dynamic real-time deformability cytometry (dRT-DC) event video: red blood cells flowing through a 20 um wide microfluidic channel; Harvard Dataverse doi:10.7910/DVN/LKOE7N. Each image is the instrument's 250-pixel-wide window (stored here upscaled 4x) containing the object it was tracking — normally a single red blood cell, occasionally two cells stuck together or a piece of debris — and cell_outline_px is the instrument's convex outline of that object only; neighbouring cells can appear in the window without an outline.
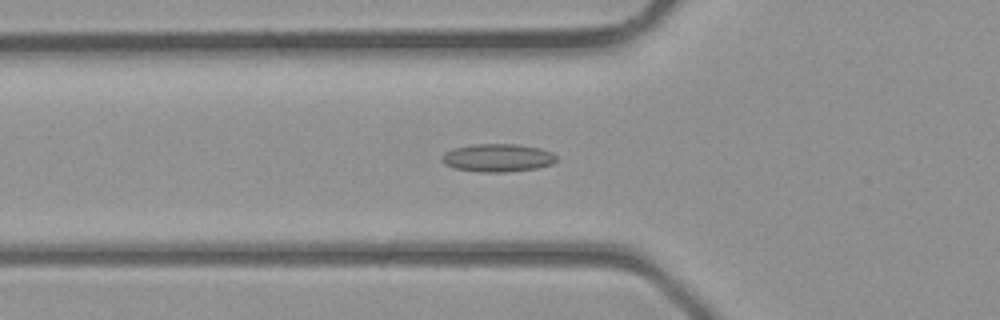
{"species": "common noctule bat (a hibernating species)", "species_latin": "Nyctalus noctula", "temperature_condition": "room temperature", "stored_images_in_passage": 36, "camera_frame_rate_fps": 3000, "um_per_image_px": 0.085, "animal": {"sex": "male", "body_mass_g": 23.1, "forearm_length_mm": 52.7}, "frame": {"image": 1, "passage_image": 12, "time_ms": 3.667, "image_size_px": [1000, 320], "cell_outline_px": [[556, 160], [552, 164], [536, 168], [504, 172], [480, 172], [456, 168], [444, 164], [444, 152], [452, 148], [472, 144], [516, 144], [540, 148], [552, 152], [556, 156]], "centroid_in_image_um": [42.31, 13.4], "position_along_channel_um": 83.5, "area_um2": 18.55}}
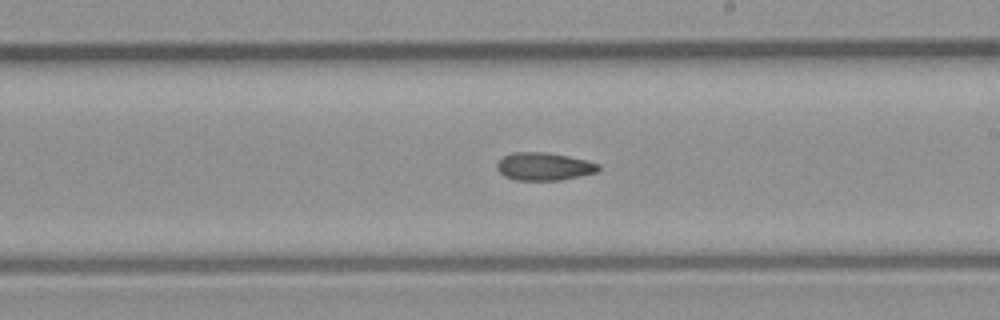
{"frame": {"image": 2, "passage_image": 21, "time_ms": 6.667, "image_size_px": [1000, 320], "cell_outline_px": [[600, 172], [560, 180], [516, 180], [504, 176], [496, 168], [496, 160], [512, 152], [544, 152], [568, 156], [588, 160], [600, 164]], "centroid_in_image_um": [46.25, 14.15], "position_along_channel_um": 242.8, "area_um2": 16.7}}
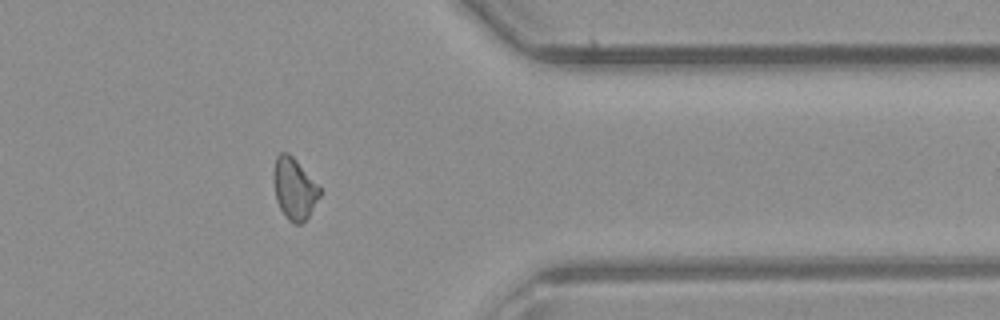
{"frame": {"image": 3, "passage_image": 30, "time_ms": 9.667, "image_size_px": [1000, 320], "cell_outline_px": [[320, 196], [308, 216], [300, 224], [292, 224], [288, 220], [280, 208], [276, 200], [272, 176], [272, 172], [276, 156], [280, 152], [288, 152], [296, 160], [320, 188]], "centroid_in_image_um": [24.97, 16.02], "position_along_channel_um": 386.4, "area_um2": 16.47}}